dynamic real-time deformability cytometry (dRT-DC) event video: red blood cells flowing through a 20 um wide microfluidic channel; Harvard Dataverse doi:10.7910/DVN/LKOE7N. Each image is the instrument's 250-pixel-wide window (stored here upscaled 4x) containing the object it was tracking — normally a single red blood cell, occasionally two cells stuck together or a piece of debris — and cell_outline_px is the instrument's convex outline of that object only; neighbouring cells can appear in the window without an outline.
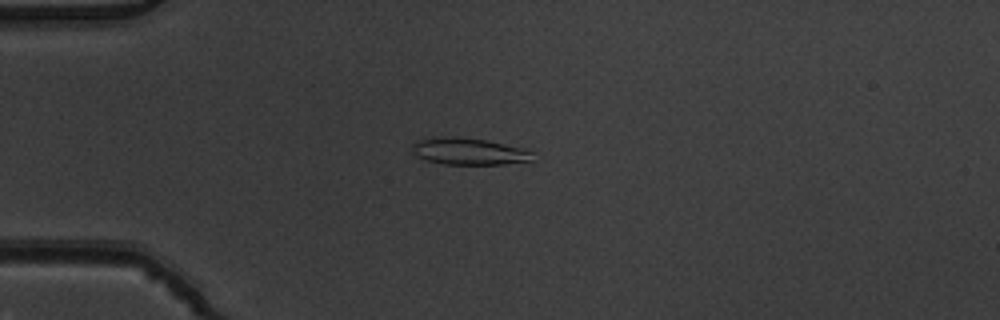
{"species": "common noctule bat (a hibernating species)", "species_latin": "Nyctalus noctula", "temperature_condition": "warm", "stored_images_in_passage": 7, "camera_frame_rate_fps": 3000, "um_per_image_px": 0.085, "animal": {"sex": "male", "body_mass_g": 19.5, "forearm_length_mm": 54.6}, "frame": {"image": 1, "passage_image": 4, "time_ms": 1.0, "image_size_px": [1000, 320], "cell_outline_px": [[532, 160], [504, 164], [444, 164], [428, 160], [416, 156], [412, 152], [412, 144], [416, 140], [440, 136], [452, 136], [484, 140], [520, 148], [532, 152]], "centroid_in_image_um": [39.77, 12.86], "position_along_channel_um": 45.2, "area_um2": 18.55}}
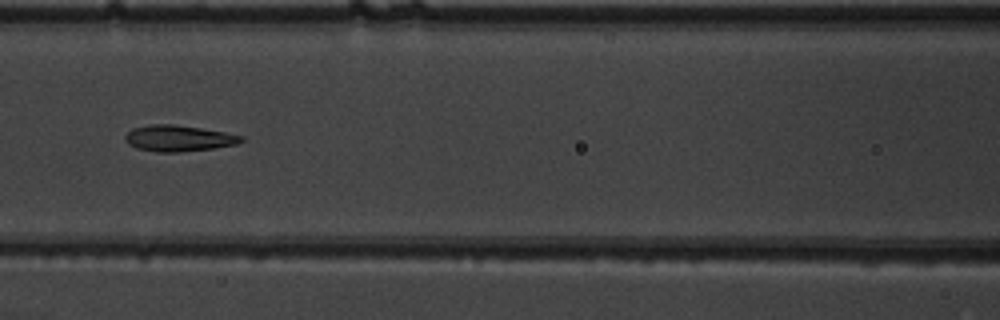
{"frame": {"image": 2, "passage_image": 7, "time_ms": 2.0, "image_size_px": [1000, 320], "cell_outline_px": [[244, 140], [236, 144], [212, 148], [180, 152], [156, 152], [136, 148], [128, 144], [124, 140], [124, 136], [132, 128], [152, 124], [172, 124], [200, 128], [224, 132], [244, 136]], "centroid_in_image_um": [15.14, 11.75], "position_along_channel_um": 151.5, "area_um2": 17.63}}